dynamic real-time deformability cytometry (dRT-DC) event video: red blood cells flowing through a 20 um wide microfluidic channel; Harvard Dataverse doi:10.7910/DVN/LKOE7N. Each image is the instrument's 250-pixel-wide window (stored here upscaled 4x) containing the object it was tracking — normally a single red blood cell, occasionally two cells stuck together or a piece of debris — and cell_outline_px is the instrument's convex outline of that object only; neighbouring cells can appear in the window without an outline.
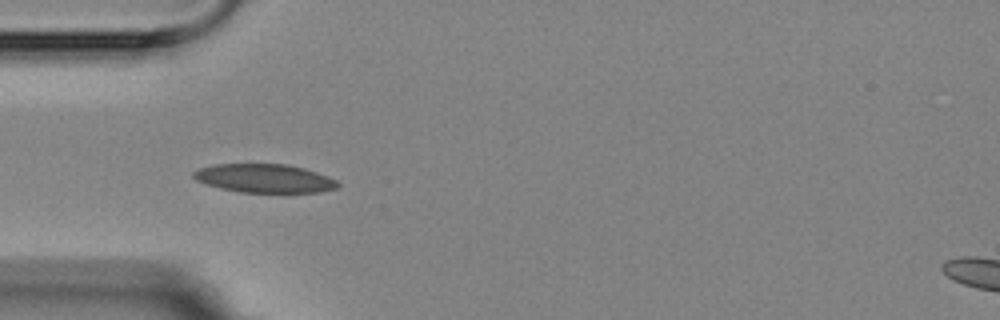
{"species": "Egyptian fruit bat (a non-hibernating species)", "species_latin": "Rousettus aegyptiacus", "temperature_condition": "room temperature", "stored_images_in_passage": 5, "camera_frame_rate_fps": 3000, "um_per_image_px": 0.085, "animal": {"sex": "female"}, "frame": {"image": 1, "passage_image": 4, "time_ms": 3.667, "image_size_px": [1000, 320], "cell_outline_px": [[340, 184], [336, 188], [320, 192], [240, 192], [220, 188], [196, 180], [192, 176], [192, 172], [200, 168], [212, 164], [288, 164], [304, 168], [328, 176], [336, 180]], "centroid_in_image_um": [22.47, 15.15], "position_along_channel_um": 62.5, "area_um2": 23.99}}
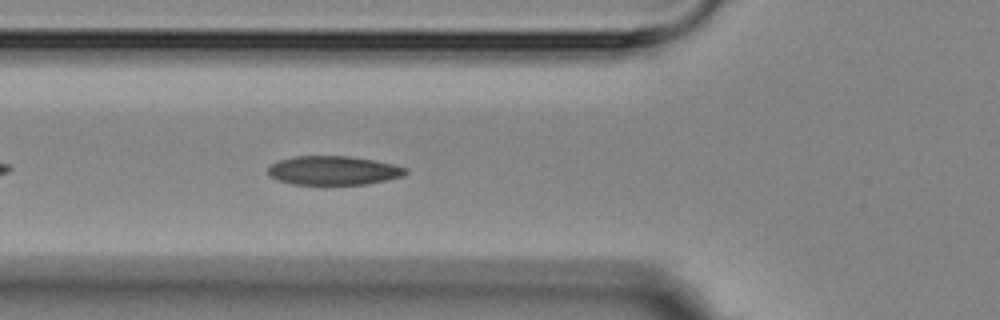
{"frame": {"image": 2, "passage_image": 5, "time_ms": 4.667, "image_size_px": [1000, 320], "cell_outline_px": [[408, 172], [404, 176], [368, 184], [292, 184], [276, 180], [268, 176], [268, 168], [272, 164], [280, 160], [296, 156], [348, 156], [372, 160], [392, 164], [408, 168]], "centroid_in_image_um": [28.34, 14.5], "position_along_channel_um": 97.5, "area_um2": 23.18}}